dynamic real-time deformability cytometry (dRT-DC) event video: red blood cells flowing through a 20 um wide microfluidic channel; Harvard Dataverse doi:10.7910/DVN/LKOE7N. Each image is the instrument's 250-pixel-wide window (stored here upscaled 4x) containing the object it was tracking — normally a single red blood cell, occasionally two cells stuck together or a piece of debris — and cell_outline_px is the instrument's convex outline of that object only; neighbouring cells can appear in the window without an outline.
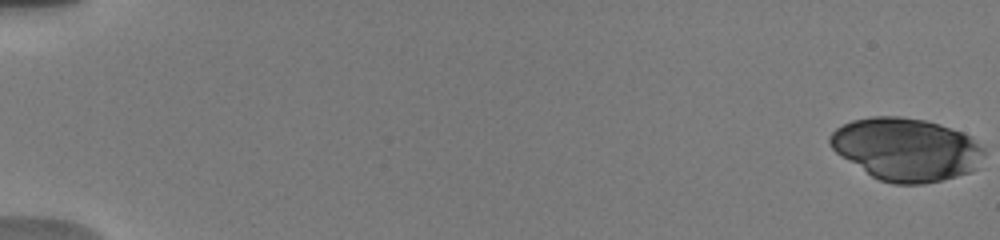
{"species": "human", "species_latin": "Homo sapiens", "temperature_condition": "warm", "stored_images_in_passage": 17, "camera_frame_rate_fps": 3000, "um_per_image_px": 0.085, "donor": {"sex": "male"}, "frame": {"image": 1, "passage_image": 1, "time_ms": 0.0, "image_size_px": [1000, 240], "cell_outline_px": [[984, 152], [976, 168], [972, 172], [924, 184], [892, 184], [880, 180], [872, 176], [836, 152], [832, 148], [828, 140], [832, 132], [836, 128], [852, 120], [872, 116], [900, 116], [924, 120], [940, 124], [964, 132], [972, 136], [984, 148]], "centroid_in_image_um": [77.05, 12.68], "position_along_channel_um": 8.0, "area_um2": 56.3}}
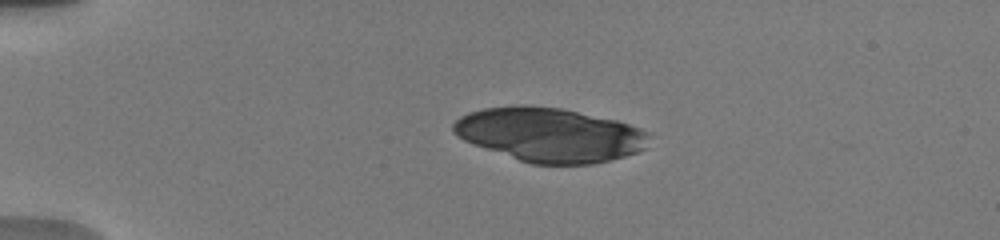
{"frame": {"image": 2, "passage_image": 13, "time_ms": 4.333, "image_size_px": [1000, 240], "cell_outline_px": [[648, 148], [624, 156], [592, 164], [532, 164], [472, 144], [456, 136], [452, 132], [452, 124], [460, 116], [468, 112], [484, 108], [520, 104], [524, 104], [560, 108], [616, 120], [640, 128], [648, 132]], "centroid_in_image_um": [46.7, 11.44], "position_along_channel_um": 38.3, "area_um2": 61.73}}